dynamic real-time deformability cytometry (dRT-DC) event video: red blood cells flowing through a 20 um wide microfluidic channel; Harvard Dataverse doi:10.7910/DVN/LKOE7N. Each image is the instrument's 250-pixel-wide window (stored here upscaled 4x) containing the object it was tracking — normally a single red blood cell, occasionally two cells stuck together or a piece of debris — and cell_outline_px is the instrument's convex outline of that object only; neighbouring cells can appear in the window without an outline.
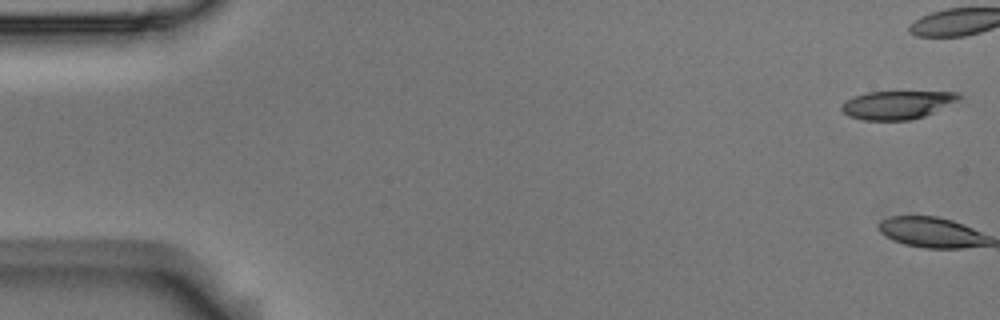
{"species": "Egyptian fruit bat (a non-hibernating species)", "species_latin": "Rousettus aegyptiacus", "temperature_condition": "room temperature", "stored_images_in_passage": 2, "camera_frame_rate_fps": 3000, "um_per_image_px": 0.085, "animal": {"sex": "male"}, "frame": {"image": 1, "passage_image": 1, "time_ms": 0.0, "image_size_px": [1000, 320], "cell_outline_px": [[964, 96], [960, 100], [924, 116], [912, 120], [864, 120], [848, 116], [840, 108], [840, 104], [856, 96], [868, 92], [956, 92]], "centroid_in_image_um": [76.28, 8.92], "position_along_channel_um": 8.7, "area_um2": 19.25}}